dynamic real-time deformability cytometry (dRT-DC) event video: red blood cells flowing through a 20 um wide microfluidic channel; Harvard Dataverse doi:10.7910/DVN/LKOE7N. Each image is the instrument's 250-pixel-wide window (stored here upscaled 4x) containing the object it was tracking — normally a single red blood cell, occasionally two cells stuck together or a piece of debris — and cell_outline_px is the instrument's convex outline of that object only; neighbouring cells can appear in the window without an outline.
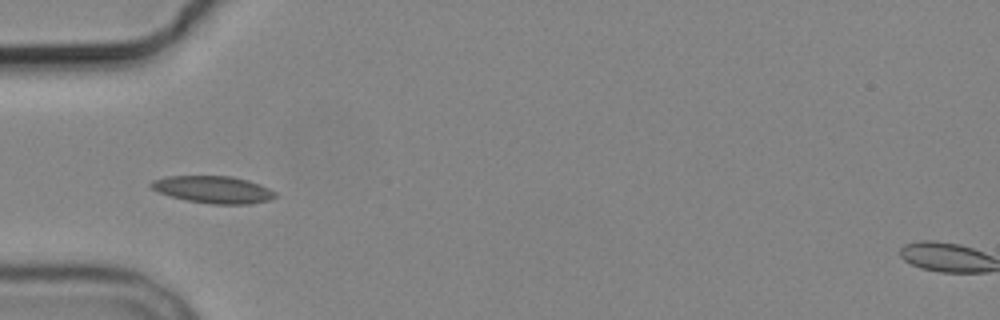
{"species": "common noctule bat (a hibernating species)", "species_latin": "Nyctalus noctula", "temperature_condition": "cold", "stored_images_in_passage": 8, "camera_frame_rate_fps": 3000, "um_per_image_px": 0.085, "animal": {"sex": "male", "body_mass_g": 19.2, "forearm_length_mm": 51.8}, "frame": {"image": 1, "passage_image": 4, "time_ms": 3.667, "image_size_px": [1000, 320], "cell_outline_px": [[276, 196], [268, 200], [248, 204], [212, 204], [188, 200], [172, 196], [160, 192], [152, 188], [148, 184], [152, 180], [168, 176], [232, 176], [248, 180], [260, 184], [276, 192]], "centroid_in_image_um": [18.14, 16.1], "position_along_channel_um": 66.9, "area_um2": 19.48}}
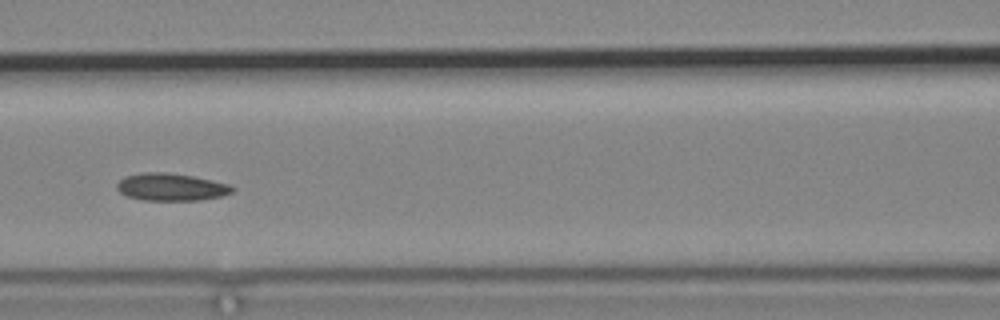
{"frame": {"image": 2, "passage_image": 6, "time_ms": 6.0, "image_size_px": [1000, 320], "cell_outline_px": [[236, 188], [232, 192], [220, 196], [200, 200], [144, 200], [128, 196], [120, 192], [116, 188], [116, 184], [124, 176], [144, 172], [168, 172], [192, 176], [232, 184]], "centroid_in_image_um": [14.56, 15.89], "position_along_channel_um": 152.0, "area_um2": 18.5}}
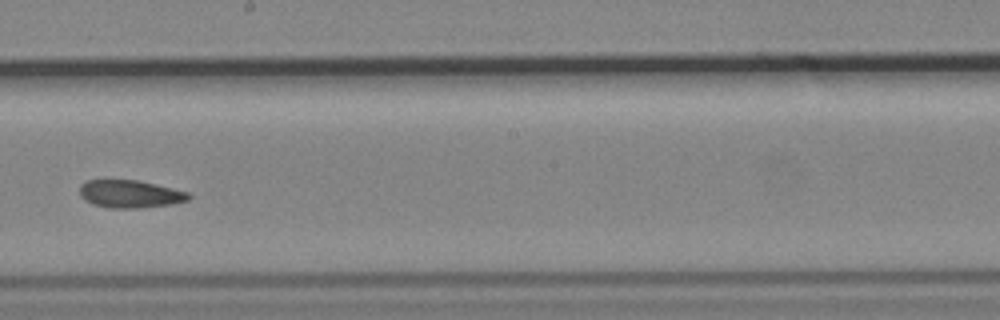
{"frame": {"image": 3, "passage_image": 8, "time_ms": 8.333, "image_size_px": [1000, 320], "cell_outline_px": [[192, 196], [188, 200], [168, 204], [140, 208], [112, 208], [92, 204], [84, 200], [80, 196], [80, 184], [88, 180], [104, 176], [136, 180], [172, 188], [188, 192]], "centroid_in_image_um": [10.95, 16.44], "position_along_channel_um": 237.2, "area_um2": 18.15}}